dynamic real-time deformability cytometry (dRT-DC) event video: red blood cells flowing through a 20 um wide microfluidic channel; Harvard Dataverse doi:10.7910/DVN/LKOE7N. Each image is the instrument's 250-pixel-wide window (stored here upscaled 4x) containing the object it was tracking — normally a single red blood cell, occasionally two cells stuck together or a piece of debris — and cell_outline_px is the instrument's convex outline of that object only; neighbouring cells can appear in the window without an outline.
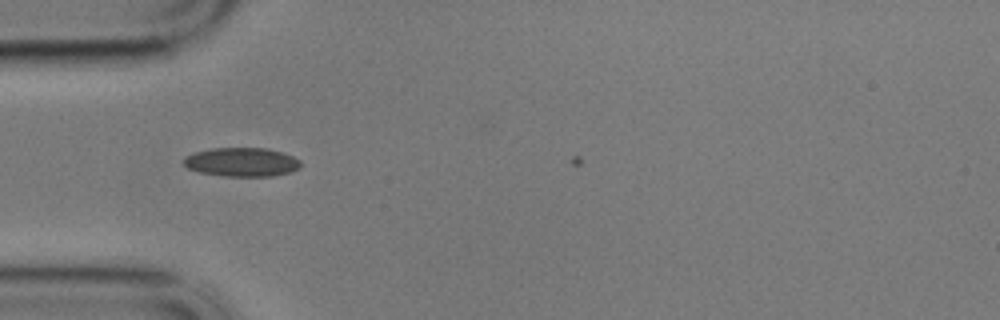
{"species": "common noctule bat (a hibernating species)", "species_latin": "Nyctalus noctula", "temperature_condition": "cold", "stored_images_in_passage": 4, "camera_frame_rate_fps": 3000, "um_per_image_px": 0.085, "animal": {"sex": "male", "body_mass_g": 17.9}, "frame": {"image": 1, "passage_image": 2, "time_ms": 0.333, "image_size_px": [1000, 320], "cell_outline_px": [[300, 168], [292, 172], [272, 176], [224, 176], [200, 172], [188, 168], [184, 164], [184, 156], [196, 152], [212, 148], [268, 148], [292, 156], [300, 160]], "centroid_in_image_um": [20.56, 13.78], "position_along_channel_um": 64.4, "area_um2": 19.65}}